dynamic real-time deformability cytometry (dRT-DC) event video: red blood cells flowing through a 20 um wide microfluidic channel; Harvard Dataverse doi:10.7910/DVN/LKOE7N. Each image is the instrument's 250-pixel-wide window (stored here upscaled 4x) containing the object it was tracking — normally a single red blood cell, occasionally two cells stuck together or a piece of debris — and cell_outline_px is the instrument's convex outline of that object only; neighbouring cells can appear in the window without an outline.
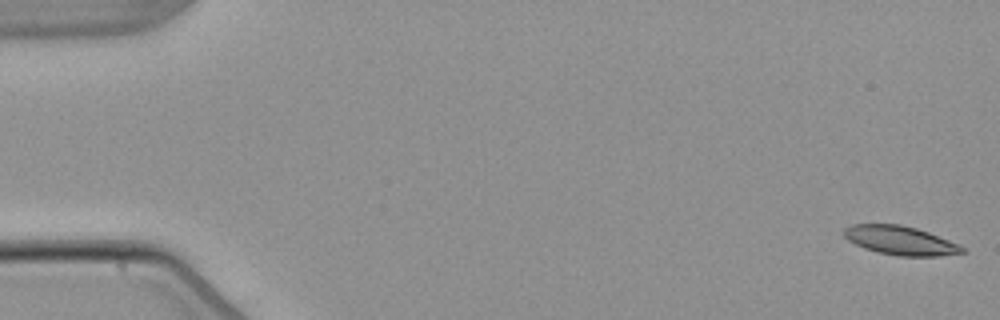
{"species": "common noctule bat (a hibernating species)", "species_latin": "Nyctalus noctula", "temperature_condition": "warm", "stored_images_in_passage": 4, "camera_frame_rate_fps": 3000, "um_per_image_px": 0.085, "animal": {"sex": "male", "body_mass_g": 21.5, "forearm_length_mm": 52.0}, "frame": {"image": 1, "passage_image": 1, "time_ms": 0.0, "image_size_px": [1000, 320], "cell_outline_px": [[968, 252], [940, 256], [900, 256], [876, 252], [864, 248], [848, 240], [844, 236], [844, 228], [852, 224], [900, 224], [916, 228], [928, 232], [960, 244]], "centroid_in_image_um": [76.56, 20.44], "position_along_channel_um": 8.4, "area_um2": 20.0}}